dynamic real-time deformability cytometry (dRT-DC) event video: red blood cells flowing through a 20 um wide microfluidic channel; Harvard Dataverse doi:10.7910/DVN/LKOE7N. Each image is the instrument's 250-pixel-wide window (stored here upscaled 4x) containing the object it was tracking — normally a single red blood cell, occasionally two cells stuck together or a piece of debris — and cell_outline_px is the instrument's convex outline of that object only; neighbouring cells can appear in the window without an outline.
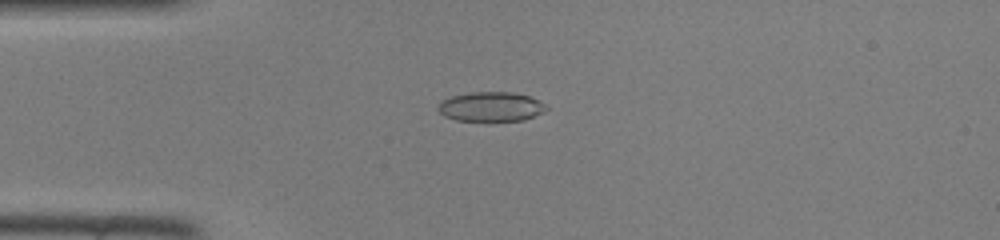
{"species": "common noctule bat (a hibernating species)", "species_latin": "Nyctalus noctula", "temperature_condition": "room temperature", "stored_images_in_passage": 44, "camera_frame_rate_fps": 3000, "um_per_image_px": 0.085, "animal": {"sex": "female", "body_mass_g": 22.0, "forearm_length_mm": 56.7}, "frame": {"image": 1, "passage_image": 9, "time_ms": 2.667, "image_size_px": [1000, 240], "cell_outline_px": [[548, 108], [544, 112], [524, 120], [456, 120], [444, 116], [436, 108], [444, 100], [452, 96], [468, 92], [512, 92], [528, 96], [544, 104]], "centroid_in_image_um": [41.72, 9.06], "position_along_channel_um": 43.3, "area_um2": 18.32}}
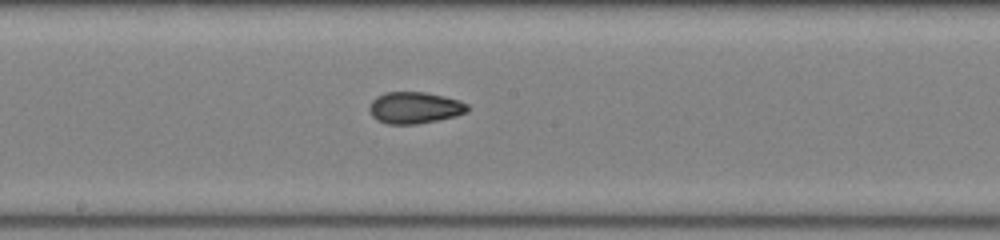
{"frame": {"image": 2, "passage_image": 22, "time_ms": 7.0, "image_size_px": [1000, 240], "cell_outline_px": [[468, 112], [456, 116], [416, 124], [388, 124], [372, 116], [368, 108], [372, 100], [376, 96], [384, 92], [424, 92], [444, 96], [460, 100], [468, 104]], "centroid_in_image_um": [35.25, 9.14], "position_along_channel_um": 212.9, "area_um2": 18.09}}
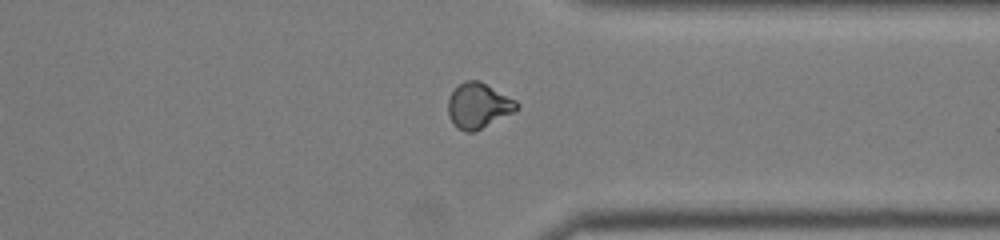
{"frame": {"image": 3, "passage_image": 33, "time_ms": 10.667, "image_size_px": [1000, 240], "cell_outline_px": [[520, 108], [476, 132], [464, 132], [456, 128], [452, 124], [448, 116], [448, 100], [452, 92], [464, 80], [480, 80], [516, 100], [520, 104]], "centroid_in_image_um": [40.66, 9.0], "position_along_channel_um": 370.7, "area_um2": 18.38}}